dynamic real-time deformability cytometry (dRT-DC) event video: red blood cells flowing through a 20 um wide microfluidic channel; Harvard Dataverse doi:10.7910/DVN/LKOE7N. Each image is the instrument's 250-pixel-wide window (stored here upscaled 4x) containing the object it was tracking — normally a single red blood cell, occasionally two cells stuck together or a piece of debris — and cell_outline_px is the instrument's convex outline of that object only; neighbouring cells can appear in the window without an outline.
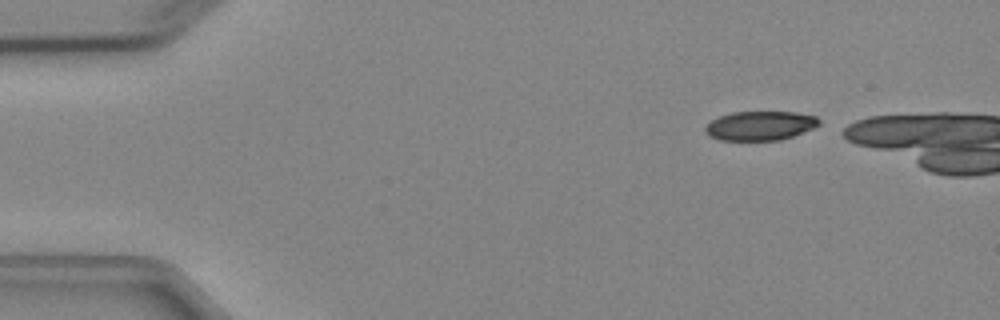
{"species": "Egyptian fruit bat (a non-hibernating species)", "species_latin": "Rousettus aegyptiacus", "temperature_condition": "cold", "stored_images_in_passage": 2, "camera_frame_rate_fps": 3000, "um_per_image_px": 0.085, "animal": {"sex": "female"}, "frame": {"image": 1, "passage_image": 1, "time_ms": 0.0, "image_size_px": [1000, 320], "cell_outline_px": [[820, 124], [812, 128], [792, 136], [780, 140], [720, 140], [708, 136], [704, 132], [704, 128], [712, 120], [720, 116], [732, 112], [796, 112], [816, 116], [820, 120]], "centroid_in_image_um": [64.59, 10.68], "position_along_channel_um": 20.4, "area_um2": 19.31}}